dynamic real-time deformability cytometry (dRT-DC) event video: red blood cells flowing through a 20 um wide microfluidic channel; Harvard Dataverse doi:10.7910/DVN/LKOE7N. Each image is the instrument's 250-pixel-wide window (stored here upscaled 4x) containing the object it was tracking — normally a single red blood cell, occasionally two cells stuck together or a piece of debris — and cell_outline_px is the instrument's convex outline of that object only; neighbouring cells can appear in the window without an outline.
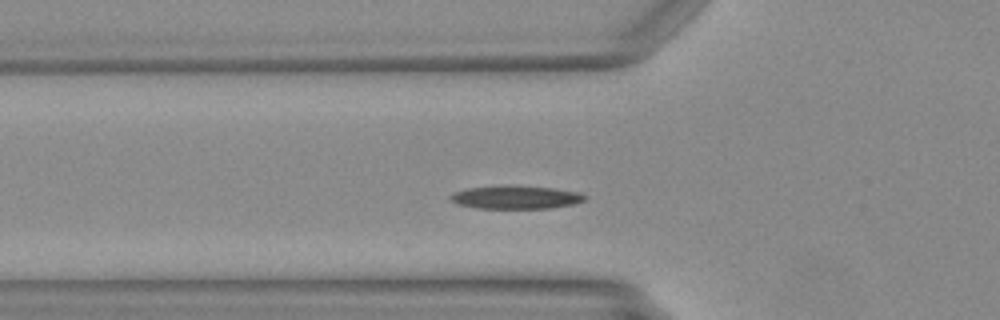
{"species": "Egyptian fruit bat (a non-hibernating species)", "species_latin": "Rousettus aegyptiacus", "temperature_condition": "warm", "stored_images_in_passage": 22, "camera_frame_rate_fps": 3000, "um_per_image_px": 0.085, "animal": {"sex": "female"}, "frame": {"image": 1, "passage_image": 7, "time_ms": 2.0, "image_size_px": [1000, 320], "cell_outline_px": [[588, 200], [572, 204], [552, 208], [476, 208], [456, 204], [448, 200], [448, 196], [452, 192], [468, 188], [556, 188], [580, 192], [588, 196]], "centroid_in_image_um": [43.86, 16.81], "position_along_channel_um": 81.9, "area_um2": 17.51}}
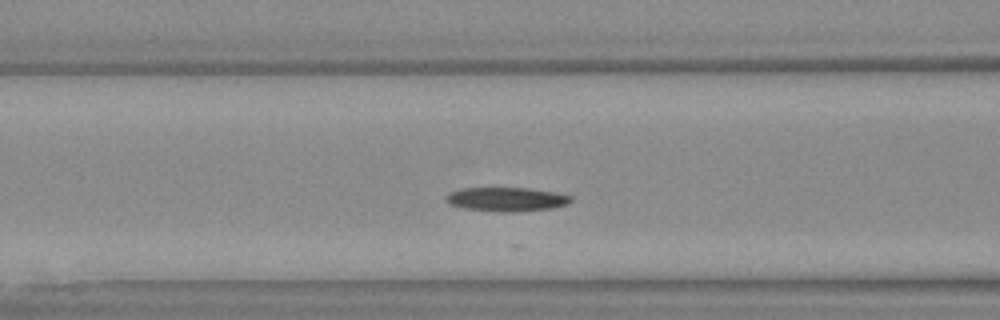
{"frame": {"image": 2, "passage_image": 10, "time_ms": 3.0, "image_size_px": [1000, 320], "cell_outline_px": [[572, 200], [568, 204], [552, 208], [512, 212], [508, 212], [464, 208], [448, 204], [448, 192], [464, 188], [528, 188], [556, 192], [572, 196]], "centroid_in_image_um": [43.1, 16.93], "position_along_channel_um": 123.5, "area_um2": 17.28}}